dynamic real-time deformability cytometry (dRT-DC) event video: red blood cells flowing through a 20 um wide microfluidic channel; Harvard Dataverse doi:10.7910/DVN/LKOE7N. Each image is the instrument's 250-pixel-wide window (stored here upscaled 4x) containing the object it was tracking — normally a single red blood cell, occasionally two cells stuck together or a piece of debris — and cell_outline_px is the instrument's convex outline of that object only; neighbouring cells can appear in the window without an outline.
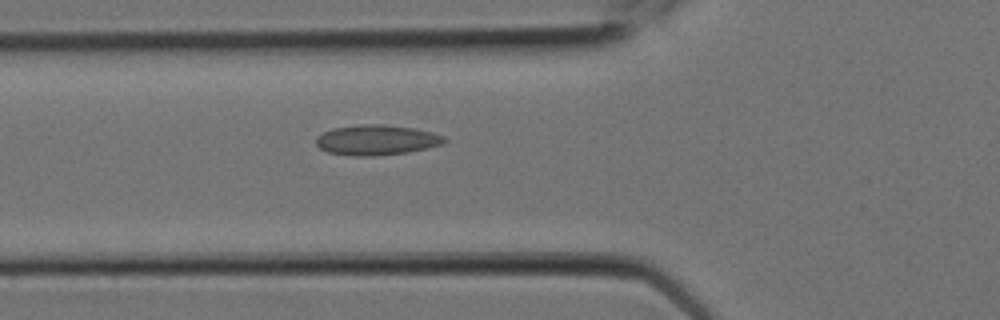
{"species": "Egyptian fruit bat (a non-hibernating species)", "species_latin": "Rousettus aegyptiacus", "temperature_condition": "room temperature", "stored_images_in_passage": 5, "segment_of_instrument_passage": [1, 2], "camera_frame_rate_fps": 3000, "um_per_image_px": 0.085, "animal": {"sex": "female"}, "frame": {"image": 1, "passage_image": 4, "time_ms": 1.0, "image_size_px": [1000, 320], "cell_outline_px": [[448, 140], [444, 144], [428, 148], [408, 152], [372, 156], [352, 156], [328, 152], [320, 148], [316, 144], [316, 136], [332, 128], [360, 124], [380, 124], [412, 128], [432, 132], [444, 136]], "centroid_in_image_um": [32.01, 11.9], "position_along_channel_um": 93.8, "area_um2": 22.66}}